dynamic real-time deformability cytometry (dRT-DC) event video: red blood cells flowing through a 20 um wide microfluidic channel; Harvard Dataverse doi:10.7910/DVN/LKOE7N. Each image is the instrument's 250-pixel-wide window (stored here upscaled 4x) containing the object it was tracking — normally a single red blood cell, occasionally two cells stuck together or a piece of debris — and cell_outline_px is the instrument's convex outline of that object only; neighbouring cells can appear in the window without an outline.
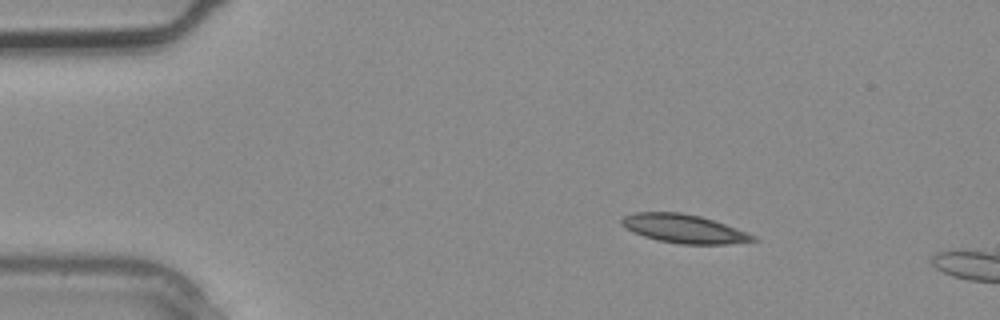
{"species": "common noctule bat (a hibernating species)", "species_latin": "Nyctalus noctula", "temperature_condition": "warm", "stored_images_in_passage": 2, "camera_frame_rate_fps": 3000, "um_per_image_px": 0.085, "animal": {"sex": "male", "body_mass_g": 20.4}, "frame": {"image": 1, "passage_image": 1, "time_ms": 0.0, "image_size_px": [1000, 320], "cell_outline_px": [[760, 240], [728, 244], [680, 244], [660, 240], [644, 236], [620, 224], [620, 220], [624, 216], [636, 212], [680, 212], [700, 216], [736, 228], [756, 236]], "centroid_in_image_um": [58.16, 19.44], "position_along_channel_um": 26.8, "area_um2": 21.62}}